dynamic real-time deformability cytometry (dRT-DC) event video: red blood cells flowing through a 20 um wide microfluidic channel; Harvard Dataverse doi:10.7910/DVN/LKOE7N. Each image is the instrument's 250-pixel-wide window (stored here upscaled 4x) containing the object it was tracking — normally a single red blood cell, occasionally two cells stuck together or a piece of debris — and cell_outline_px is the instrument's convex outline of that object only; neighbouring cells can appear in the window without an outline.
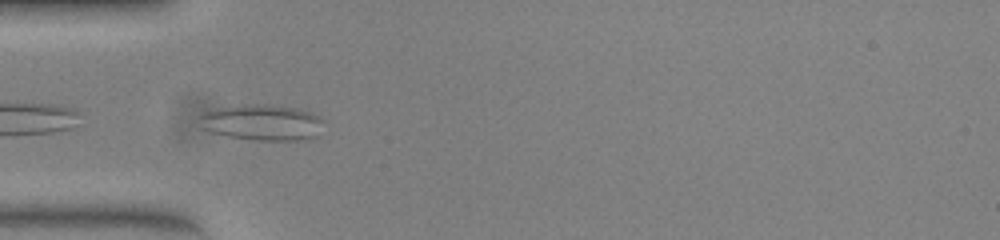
{"species": "common noctule bat (a hibernating species)", "species_latin": "Nyctalus noctula", "temperature_condition": "warm", "stored_images_in_passage": 36, "camera_frame_rate_fps": 3000, "um_per_image_px": 0.085, "animal": {"sex": "female", "body_mass_g": 23.0, "forearm_length_mm": 53.4}, "frame": {"image": 1, "passage_image": 1, "time_ms": 0.0, "image_size_px": [1000, 240], "cell_outline_px": [[324, 120], [316, 136], [300, 140], [256, 140], [228, 136], [212, 132], [200, 128], [192, 120], [196, 116], [204, 112], [216, 108], [244, 104], [268, 104], [296, 108], [312, 112], [320, 116]], "centroid_in_image_um": [22.18, 10.39], "position_along_channel_um": 62.8, "area_um2": 26.53}}
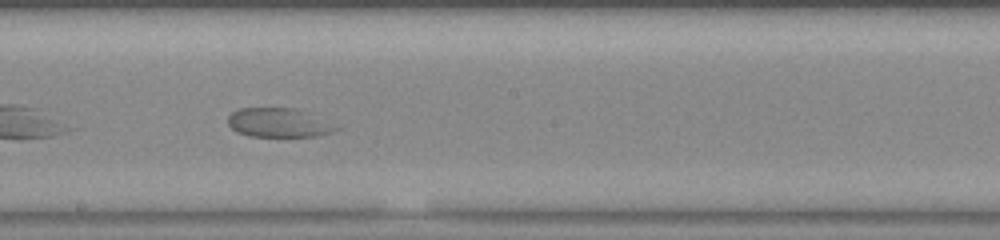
{"frame": {"image": 2, "passage_image": 14, "time_ms": 4.333, "image_size_px": [1000, 240], "cell_outline_px": [[340, 128], [332, 132], [316, 136], [248, 136], [236, 132], [228, 124], [228, 116], [232, 112], [240, 108], [292, 108]], "centroid_in_image_um": [23.56, 10.44], "position_along_channel_um": 224.6, "area_um2": 17.69}}
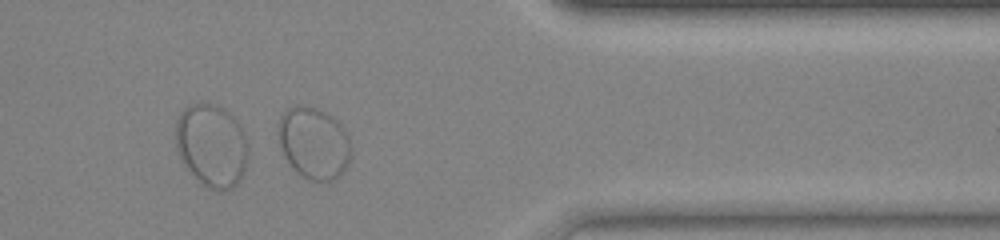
{"frame": {"image": 3, "passage_image": 28, "time_ms": 9.0, "image_size_px": [1000, 240], "cell_outline_px": [[352, 156], [340, 176], [332, 184], [320, 184], [308, 180], [296, 172], [284, 156], [276, 132], [280, 116], [288, 108], [296, 104], [300, 104], [316, 108], [332, 116], [344, 128], [348, 136]], "centroid_in_image_um": [26.68, 12.21], "position_along_channel_um": 384.7, "area_um2": 31.33}}